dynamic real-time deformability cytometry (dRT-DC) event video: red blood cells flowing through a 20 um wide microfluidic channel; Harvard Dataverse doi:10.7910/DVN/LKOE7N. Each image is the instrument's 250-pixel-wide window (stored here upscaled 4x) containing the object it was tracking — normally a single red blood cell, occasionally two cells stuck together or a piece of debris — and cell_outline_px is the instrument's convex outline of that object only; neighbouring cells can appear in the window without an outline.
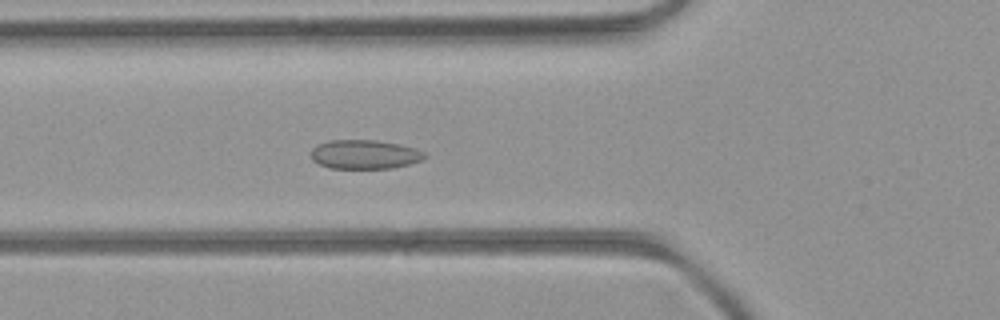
{"species": "common noctule bat (a hibernating species)", "species_latin": "Nyctalus noctula", "temperature_condition": "room temperature", "stored_images_in_passage": 52, "camera_frame_rate_fps": 3000, "um_per_image_px": 0.085, "animal": {"sex": "female", "body_mass_g": 21.9}, "frame": {"image": 1, "passage_image": 19, "time_ms": 6.0, "image_size_px": [1000, 320], "cell_outline_px": [[428, 156], [420, 160], [408, 164], [392, 168], [328, 168], [312, 160], [312, 148], [316, 144], [332, 140], [376, 140], [400, 144], [416, 148], [424, 152]], "centroid_in_image_um": [30.99, 13.12], "position_along_channel_um": 94.8, "area_um2": 19.25}}
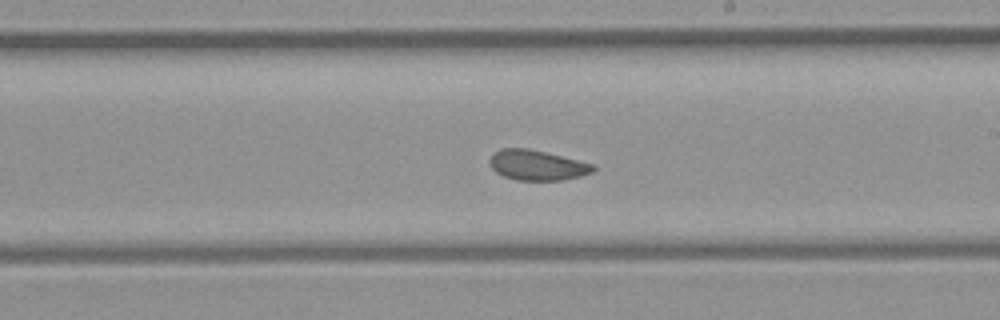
{"frame": {"image": 2, "passage_image": 30, "time_ms": 9.667, "image_size_px": [1000, 320], "cell_outline_px": [[596, 168], [592, 172], [580, 176], [564, 180], [516, 180], [504, 176], [496, 172], [492, 168], [488, 160], [500, 148], [528, 148], [596, 164]], "centroid_in_image_um": [45.68, 14.04], "position_along_channel_um": 243.3, "area_um2": 18.21}}
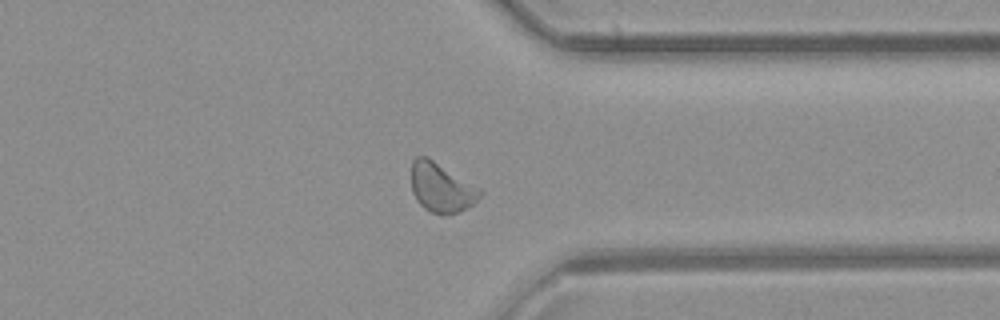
{"frame": {"image": 3, "passage_image": 40, "time_ms": 13.0, "image_size_px": [1000, 320], "cell_outline_px": [[484, 192], [472, 204], [460, 212], [440, 216], [428, 212], [416, 200], [412, 192], [412, 160], [416, 156], [428, 156], [480, 188]], "centroid_in_image_um": [37.5, 15.96], "position_along_channel_um": 373.9, "area_um2": 20.0}, "authors_computed_cell_mechanics": {"area_um2": 19.3919, "velocity_mm_per_s": 4.0441, "shape_relaxation_time_tau1_ms": 9.1722, "shape_relaxation_time_tau2_ms": 1.4824, "deformation_change_tau1": 0.1051, "deformation_change_tau2": 0.054}}